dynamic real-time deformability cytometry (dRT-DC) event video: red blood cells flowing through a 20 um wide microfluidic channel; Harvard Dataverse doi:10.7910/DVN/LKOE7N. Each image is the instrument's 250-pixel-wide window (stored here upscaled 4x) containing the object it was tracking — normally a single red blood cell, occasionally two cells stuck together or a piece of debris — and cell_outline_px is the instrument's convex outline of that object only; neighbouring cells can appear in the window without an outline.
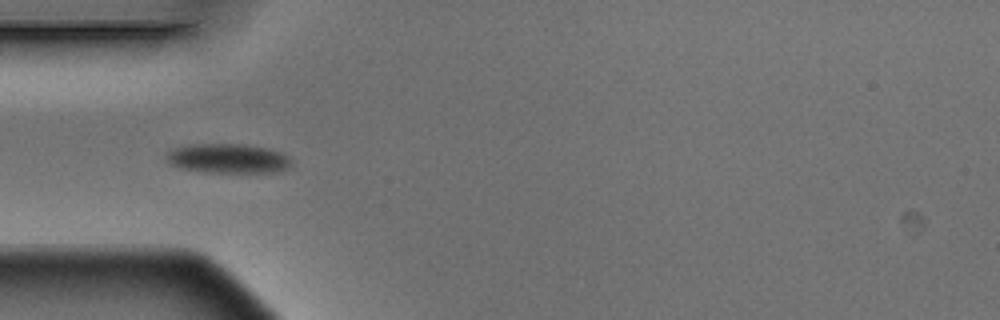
{"species": "Egyptian fruit bat (a non-hibernating species)", "species_latin": "Rousettus aegyptiacus", "temperature_condition": "warm", "stored_images_in_passage": 4, "camera_frame_rate_fps": 3000, "um_per_image_px": 0.085, "animal": {"sex": "male"}, "frame": {"image": 1, "passage_image": 4, "time_ms": 1.0, "image_size_px": [1000, 320], "cell_outline_px": [[292, 164], [288, 168], [272, 172], [204, 172], [180, 168], [168, 164], [164, 156], [164, 152], [188, 144], [244, 144], [268, 148], [280, 152], [288, 156], [292, 160]], "centroid_in_image_um": [19.33, 13.46], "position_along_channel_um": 65.7, "area_um2": 21.73}}